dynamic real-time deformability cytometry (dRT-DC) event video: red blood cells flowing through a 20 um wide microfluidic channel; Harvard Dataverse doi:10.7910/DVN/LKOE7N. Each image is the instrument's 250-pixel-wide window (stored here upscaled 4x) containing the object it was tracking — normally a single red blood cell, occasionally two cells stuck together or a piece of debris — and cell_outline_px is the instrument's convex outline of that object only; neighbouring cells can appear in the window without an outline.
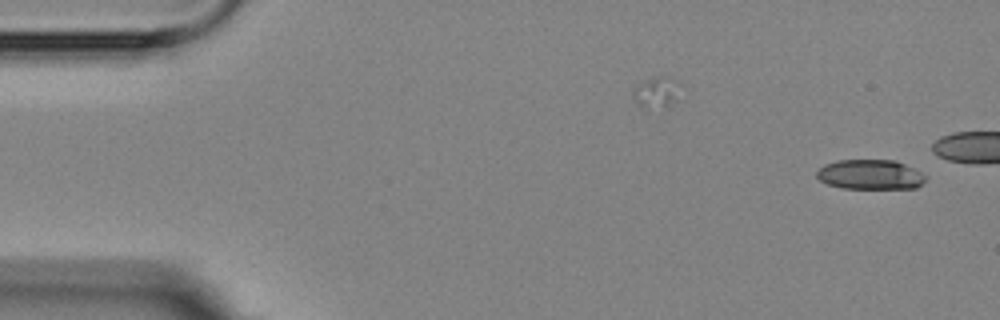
{"species": "Egyptian fruit bat (a non-hibernating species)", "species_latin": "Rousettus aegyptiacus", "temperature_condition": "room temperature", "stored_images_in_passage": 3, "camera_frame_rate_fps": 3000, "um_per_image_px": 0.085, "animal": {"sex": "female"}, "frame": {"image": 1, "passage_image": 3, "time_ms": 2.333, "image_size_px": [1000, 320], "cell_outline_px": [[928, 176], [916, 188], [840, 188], [828, 184], [820, 180], [816, 176], [816, 172], [824, 164], [836, 160], [896, 160]], "centroid_in_image_um": [73.94, 14.83], "position_along_channel_um": 11.1, "area_um2": 18.84}}